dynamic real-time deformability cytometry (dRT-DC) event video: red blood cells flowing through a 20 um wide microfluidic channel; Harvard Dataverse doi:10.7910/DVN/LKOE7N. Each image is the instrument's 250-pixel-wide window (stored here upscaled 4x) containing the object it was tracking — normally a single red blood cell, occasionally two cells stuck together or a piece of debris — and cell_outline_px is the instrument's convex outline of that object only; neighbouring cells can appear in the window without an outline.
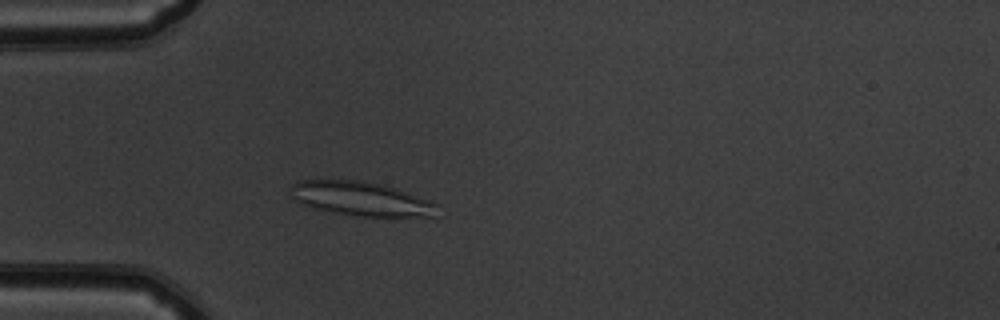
{"species": "common noctule bat (a hibernating species)", "species_latin": "Nyctalus noctula", "temperature_condition": "warm", "stored_images_in_passage": 40, "camera_frame_rate_fps": 3000, "um_per_image_px": 0.085, "animal": {"sex": "male", "body_mass_g": 19.5, "forearm_length_mm": 54.6}, "frame": {"image": 1, "passage_image": 3, "time_ms": 0.667, "image_size_px": [1000, 320], "cell_outline_px": [[440, 204], [432, 216], [356, 216], [312, 208], [296, 200], [292, 196], [288, 188], [296, 180], [360, 180], [384, 184], [432, 200]], "centroid_in_image_um": [30.68, 16.87], "position_along_channel_um": 54.3, "area_um2": 29.3}}
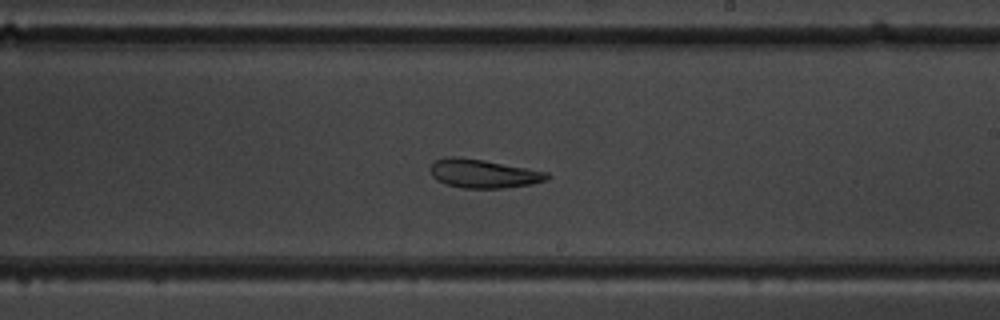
{"frame": {"image": 2, "passage_image": 19, "time_ms": 6.0, "image_size_px": [1000, 320], "cell_outline_px": [[552, 176], [548, 180], [532, 184], [504, 188], [464, 188], [448, 184], [436, 180], [432, 176], [432, 164], [436, 160], [448, 156], [460, 156], [484, 160], [548, 172]], "centroid_in_image_um": [41.13, 14.75], "position_along_channel_um": 247.9, "area_um2": 19.48}}
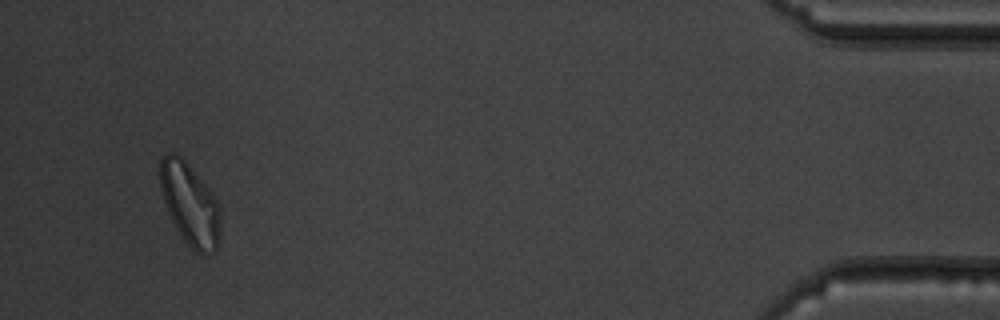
{"frame": {"image": 3, "passage_image": 38, "time_ms": 12.333, "image_size_px": [1000, 320], "cell_outline_px": [[220, 236], [216, 252], [204, 256], [196, 252], [184, 240], [176, 228], [168, 212], [160, 188], [160, 156], [168, 152], [172, 152], [180, 156], [188, 164], [212, 192], [220, 204]], "centroid_in_image_um": [16.17, 17.37], "position_along_channel_um": 419.0, "area_um2": 29.13}, "authors_computed_cell_mechanics": {"area_um2": 20.9236, "velocity_mm_per_s": 3.8009, "shape_relaxation_time_tau1_ms": null, "shape_relaxation_time_tau2_ms": 4.328, "deformation_change_tau1": null, "deformation_change_tau2": 0.11}}